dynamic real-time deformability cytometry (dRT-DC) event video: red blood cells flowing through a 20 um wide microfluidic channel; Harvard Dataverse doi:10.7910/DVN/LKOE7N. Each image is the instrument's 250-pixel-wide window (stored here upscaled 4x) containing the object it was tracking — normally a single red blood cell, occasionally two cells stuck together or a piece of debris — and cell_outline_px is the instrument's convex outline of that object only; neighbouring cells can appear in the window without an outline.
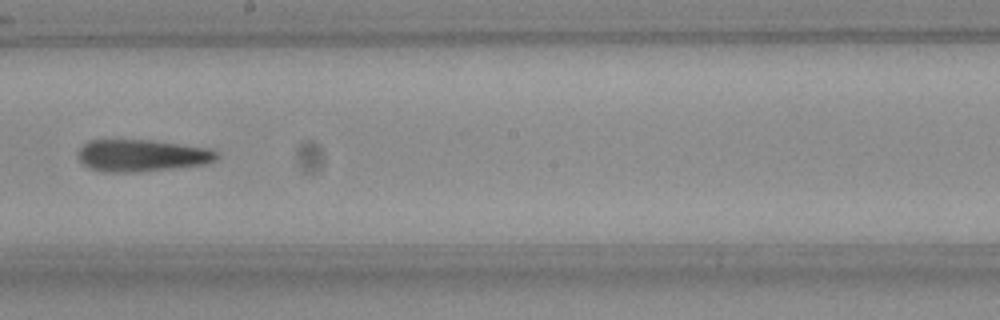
{"species": "Egyptian fruit bat (a non-hibernating species)", "species_latin": "Rousettus aegyptiacus", "temperature_condition": "room temperature", "stored_images_in_passage": 7, "camera_frame_rate_fps": 3000, "um_per_image_px": 0.085, "frame": {"image": 1, "passage_image": 7, "time_ms": 2.0, "image_size_px": [1000, 320], "cell_outline_px": [[220, 156], [216, 160], [204, 164], [172, 168], [128, 172], [104, 172], [88, 168], [80, 160], [80, 148], [88, 140], [148, 140], [208, 148], [220, 152]], "centroid_in_image_um": [12.08, 13.22], "position_along_channel_um": 236.1, "area_um2": 25.55}}